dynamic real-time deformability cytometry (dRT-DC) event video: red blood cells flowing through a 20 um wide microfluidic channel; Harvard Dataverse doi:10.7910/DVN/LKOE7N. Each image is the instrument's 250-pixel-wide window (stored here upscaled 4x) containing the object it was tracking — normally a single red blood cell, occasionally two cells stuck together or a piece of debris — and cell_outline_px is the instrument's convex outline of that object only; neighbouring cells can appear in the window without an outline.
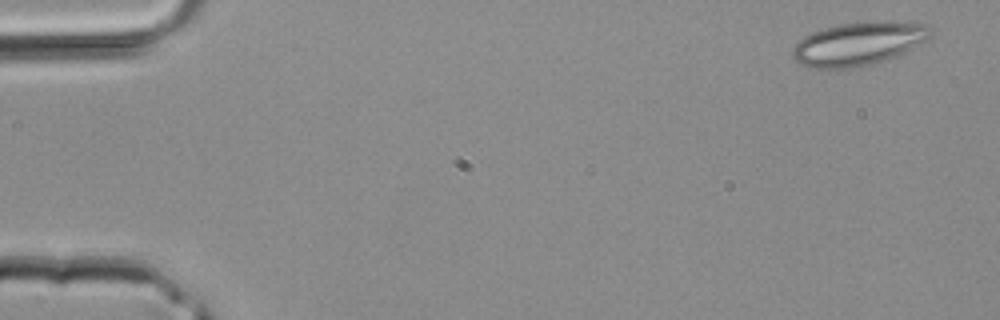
{"species": "common noctule bat (a hibernating species)", "species_latin": "Nyctalus noctula", "temperature_condition": "room temperature", "stored_images_in_passage": 7, "camera_frame_rate_fps": 3000, "um_per_image_px": 0.085, "animal": {"sex": "male", "body_mass_g": 20.4}, "frame": {"image": 1, "passage_image": 1, "time_ms": 0.0, "image_size_px": [1000, 320], "cell_outline_px": [[932, 32], [924, 40], [904, 52], [884, 60], [872, 64], [848, 68], [808, 68], [800, 64], [792, 56], [792, 48], [804, 36], [812, 32], [824, 28], [840, 24], [868, 20], [916, 20], [928, 24]], "centroid_in_image_um": [72.99, 3.67], "position_along_channel_um": 12.0, "area_um2": 35.26}}